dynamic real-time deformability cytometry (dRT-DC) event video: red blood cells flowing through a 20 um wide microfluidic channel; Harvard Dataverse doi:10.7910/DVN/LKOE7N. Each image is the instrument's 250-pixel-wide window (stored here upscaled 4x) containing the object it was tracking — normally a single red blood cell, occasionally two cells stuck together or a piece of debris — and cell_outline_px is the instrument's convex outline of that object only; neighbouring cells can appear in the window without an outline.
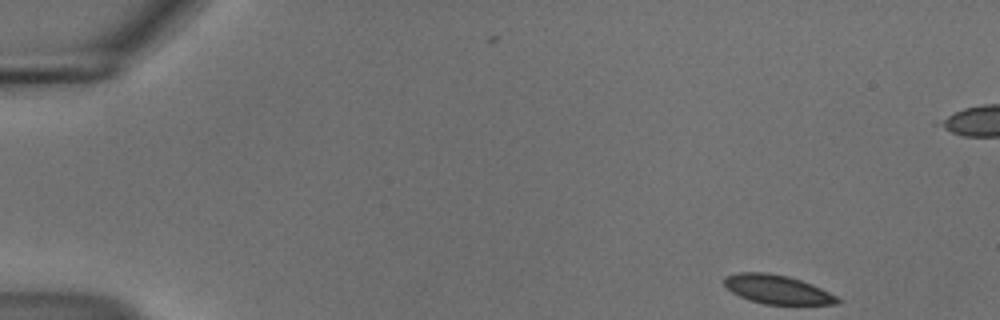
{"species": "common noctule bat (a hibernating species)", "species_latin": "Nyctalus noctula", "temperature_condition": "cold", "stored_images_in_passage": 52, "camera_frame_rate_fps": 3000, "um_per_image_px": 0.085, "animal": {"sex": "male", "body_mass_g": 18.8}, "frame": {"image": 1, "passage_image": 1, "time_ms": 0.0, "image_size_px": [1000, 320], "cell_outline_px": [[844, 300], [840, 304], [764, 304], [748, 300], [732, 292], [724, 284], [724, 276], [736, 272], [768, 272], [788, 276], [812, 284]], "centroid_in_image_um": [66.06, 24.6], "position_along_channel_um": 18.9, "area_um2": 19.13}}
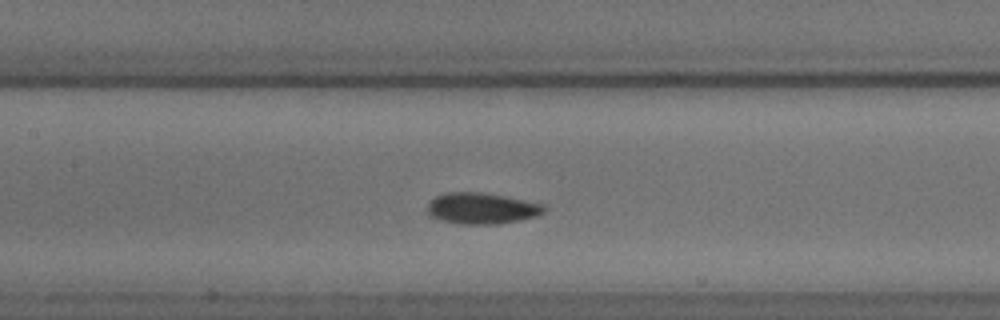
{"frame": {"image": 2, "passage_image": 22, "time_ms": 7.0, "image_size_px": [1000, 320], "cell_outline_px": [[544, 212], [536, 216], [520, 220], [500, 224], [456, 224], [440, 220], [428, 216], [428, 204], [436, 196], [444, 192], [480, 192], [504, 196], [540, 204], [544, 208]], "centroid_in_image_um": [40.87, 17.72], "position_along_channel_um": 166.5, "area_um2": 21.1}}
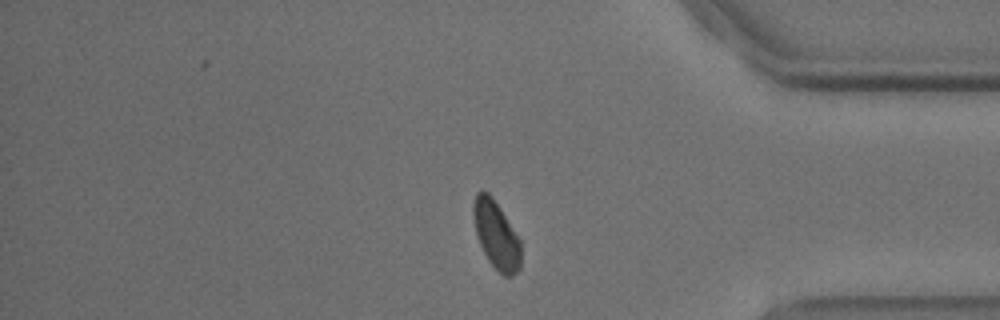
{"frame": {"image": 3, "passage_image": 42, "time_ms": 13.667, "image_size_px": [1000, 320], "cell_outline_px": [[520, 268], [512, 276], [504, 276], [488, 260], [480, 244], [476, 232], [472, 212], [472, 204], [476, 192], [488, 192], [492, 196], [520, 240]], "centroid_in_image_um": [42.16, 19.95], "position_along_channel_um": 393.0, "area_um2": 18.44}, "authors_computed_cell_mechanics": {"area_um2": 19.9699, "velocity_mm_per_s": 3.6716, "shape_relaxation_time_tau1_ms": 1.9978, "shape_relaxation_time_tau2_ms": null, "deformation_change_tau1": 0.0727, "deformation_change_tau2": null}}